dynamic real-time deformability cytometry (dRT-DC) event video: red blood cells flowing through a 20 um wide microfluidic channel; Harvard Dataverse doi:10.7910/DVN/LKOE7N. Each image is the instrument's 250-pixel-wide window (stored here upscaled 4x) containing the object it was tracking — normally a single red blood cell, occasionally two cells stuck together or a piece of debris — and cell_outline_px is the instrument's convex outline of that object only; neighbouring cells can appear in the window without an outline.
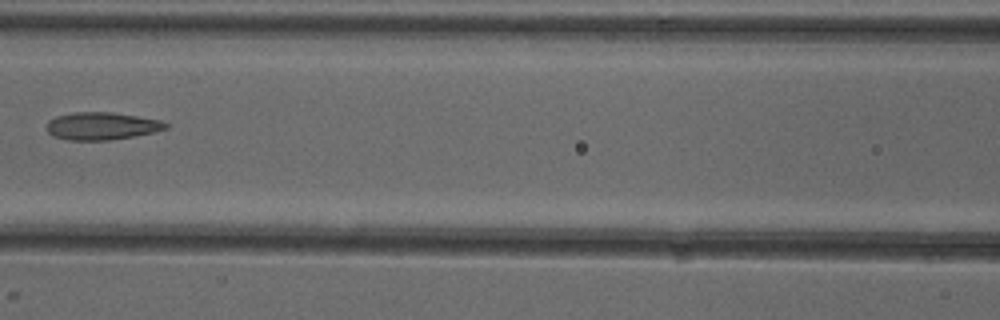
{"species": "common noctule bat (a hibernating species)", "species_latin": "Nyctalus noctula", "temperature_condition": "cold", "stored_images_in_passage": 5, "camera_frame_rate_fps": 3000, "um_per_image_px": 0.085, "animal": {"sex": "female"}, "frame": {"image": 1, "passage_image": 4, "time_ms": 3.667, "image_size_px": [1000, 320], "cell_outline_px": [[168, 128], [152, 132], [112, 140], [68, 140], [52, 136], [48, 132], [48, 120], [56, 116], [72, 112], [112, 112], [160, 120], [168, 124]], "centroid_in_image_um": [8.61, 10.71], "position_along_channel_um": 158.0, "area_um2": 19.02}}
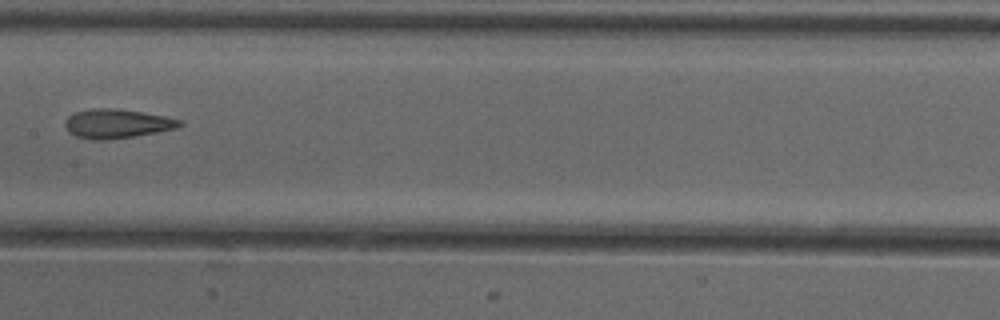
{"frame": {"image": 2, "passage_image": 5, "time_ms": 4.667, "image_size_px": [1000, 320], "cell_outline_px": [[184, 124], [176, 128], [156, 132], [132, 136], [104, 140], [92, 140], [76, 136], [68, 132], [64, 124], [64, 120], [68, 116], [76, 112], [92, 108], [120, 108], [164, 116], [184, 120]], "centroid_in_image_um": [9.93, 10.5], "position_along_channel_um": 197.5, "area_um2": 19.54}}